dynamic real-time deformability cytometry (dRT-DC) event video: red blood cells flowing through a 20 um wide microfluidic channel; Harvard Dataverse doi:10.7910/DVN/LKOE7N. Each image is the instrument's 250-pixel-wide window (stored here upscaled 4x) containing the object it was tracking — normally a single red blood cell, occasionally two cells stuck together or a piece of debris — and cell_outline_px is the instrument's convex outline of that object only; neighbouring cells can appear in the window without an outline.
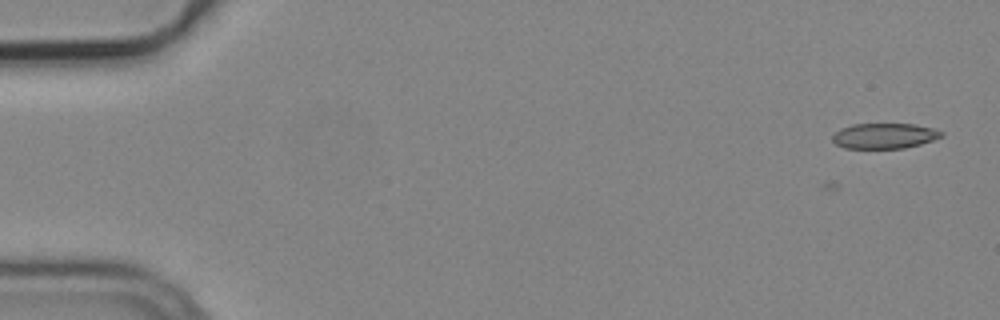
{"species": "common noctule bat (a hibernating species)", "species_latin": "Nyctalus noctula", "temperature_condition": "cold", "stored_images_in_passage": 4, "camera_frame_rate_fps": 3000, "um_per_image_px": 0.085, "animal": {"sex": "male", "body_mass_g": 19.2, "forearm_length_mm": 51.8}, "frame": {"image": 1, "passage_image": 1, "time_ms": 0.0, "image_size_px": [1000, 320], "cell_outline_px": [[944, 136], [920, 144], [904, 148], [844, 148], [836, 144], [832, 140], [832, 136], [840, 128], [852, 124], [916, 124], [932, 128], [944, 132]], "centroid_in_image_um": [75.17, 11.54], "position_along_channel_um": 9.8, "area_um2": 16.13}}
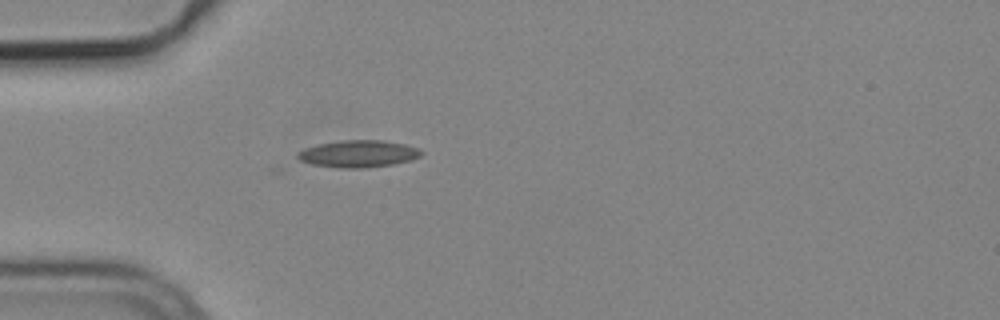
{"frame": {"image": 2, "passage_image": 4, "time_ms": 1.0, "image_size_px": [1000, 320], "cell_outline_px": [[424, 152], [420, 156], [412, 160], [392, 164], [364, 168], [340, 168], [312, 164], [300, 160], [296, 156], [296, 152], [304, 148], [316, 144], [344, 140], [384, 140], [404, 144], [416, 148]], "centroid_in_image_um": [30.43, 13.07], "position_along_channel_um": 54.6, "area_um2": 19.54}}